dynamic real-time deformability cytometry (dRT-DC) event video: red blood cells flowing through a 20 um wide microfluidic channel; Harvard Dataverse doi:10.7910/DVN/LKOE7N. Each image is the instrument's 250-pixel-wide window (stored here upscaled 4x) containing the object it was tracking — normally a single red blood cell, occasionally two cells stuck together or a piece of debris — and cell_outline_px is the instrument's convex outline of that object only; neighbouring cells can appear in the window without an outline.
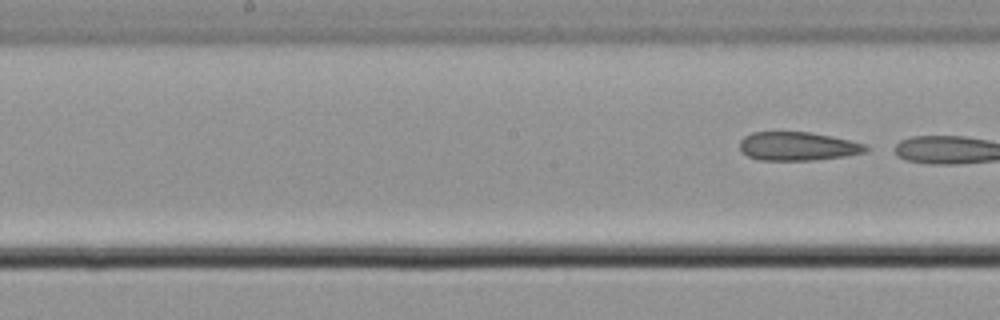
{"species": "common noctule bat (a hibernating species)", "species_latin": "Nyctalus noctula", "temperature_condition": "cold", "stored_images_in_passage": 7, "segment_of_instrument_passage": [4, 4], "camera_frame_rate_fps": 3000, "um_per_image_px": 0.085, "animal": {"sex": "male", "body_mass_g": 21.5, "forearm_length_mm": 52.0}, "frame": {"image": 1, "passage_image": 7, "time_ms": 2.0, "image_size_px": [1000, 320], "cell_outline_px": [[872, 148], [864, 152], [844, 156], [816, 160], [760, 160], [748, 156], [740, 152], [740, 140], [744, 136], [752, 132], [812, 132], [832, 136], [864, 144]], "centroid_in_image_um": [67.79, 12.43], "position_along_channel_um": 180.4, "area_um2": 21.1}}